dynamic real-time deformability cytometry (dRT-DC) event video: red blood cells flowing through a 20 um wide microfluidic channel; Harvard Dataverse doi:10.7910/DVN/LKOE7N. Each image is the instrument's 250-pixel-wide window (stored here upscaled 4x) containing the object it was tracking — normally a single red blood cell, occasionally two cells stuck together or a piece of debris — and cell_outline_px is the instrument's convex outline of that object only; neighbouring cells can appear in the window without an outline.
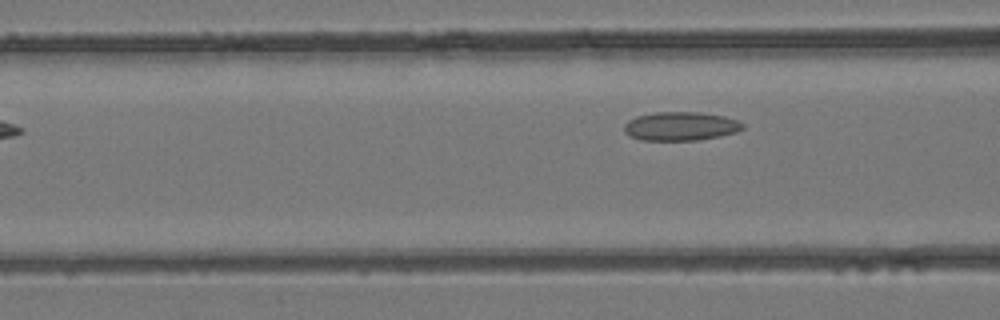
{"species": "common noctule bat (a hibernating species)", "species_latin": "Nyctalus noctula", "temperature_condition": "room temperature", "stored_images_in_passage": 6, "segment_of_instrument_passage": [2, 2], "camera_frame_rate_fps": 3000, "um_per_image_px": 0.085, "animal": {"sex": "female", "body_mass_g": 24.6, "forearm_length_mm": 56.2}, "frame": {"image": 1, "passage_image": 6, "time_ms": 1.667, "image_size_px": [1000, 320], "cell_outline_px": [[744, 128], [736, 132], [720, 136], [696, 140], [640, 140], [628, 136], [624, 132], [624, 124], [628, 120], [636, 116], [652, 112], [700, 112], [724, 116], [736, 120], [744, 124]], "centroid_in_image_um": [57.81, 10.72], "position_along_channel_um": 108.8, "area_um2": 20.0}}